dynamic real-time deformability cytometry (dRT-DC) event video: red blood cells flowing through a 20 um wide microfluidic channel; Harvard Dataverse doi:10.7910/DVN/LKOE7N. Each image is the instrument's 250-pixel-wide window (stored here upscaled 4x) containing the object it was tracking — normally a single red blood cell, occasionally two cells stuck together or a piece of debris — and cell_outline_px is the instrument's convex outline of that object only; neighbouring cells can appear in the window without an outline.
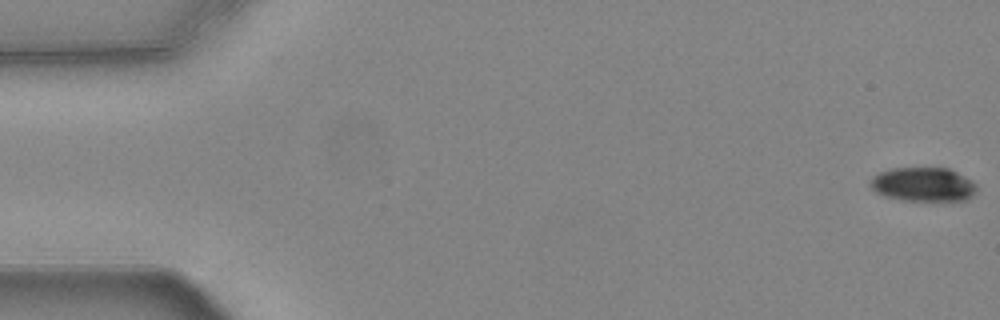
{"species": "common noctule bat (a hibernating species)", "species_latin": "Nyctalus noctula", "temperature_condition": "warm", "stored_images_in_passage": 55, "camera_frame_rate_fps": 3000, "um_per_image_px": 0.085, "animal": {"sex": "female", "body_mass_g": 24.6, "forearm_length_mm": 56.2}, "frame": {"image": 1, "passage_image": 1, "time_ms": 0.0, "image_size_px": [1000, 320], "cell_outline_px": [[976, 188], [972, 196], [968, 200], [900, 200], [884, 196], [876, 192], [868, 184], [872, 176], [880, 172], [892, 168], [948, 168], [972, 180], [976, 184]], "centroid_in_image_um": [78.44, 15.67], "position_along_channel_um": 6.6, "area_um2": 21.1}}
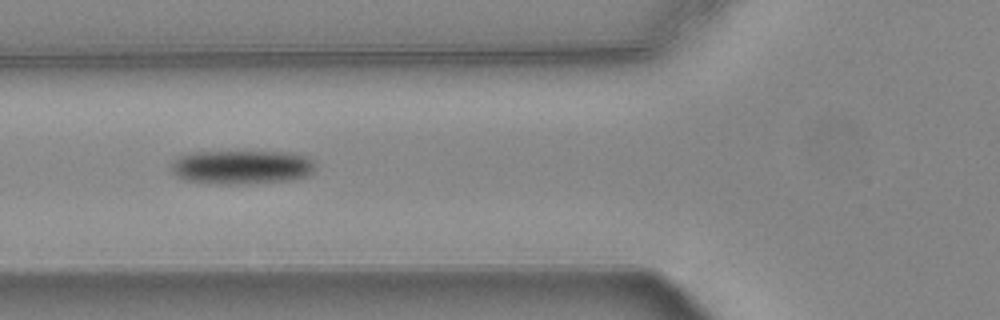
{"frame": {"image": 2, "passage_image": 21, "time_ms": 6.667, "image_size_px": [1000, 320], "cell_outline_px": [[316, 168], [312, 176], [300, 180], [248, 184], [208, 184], [184, 180], [176, 176], [172, 172], [172, 160], [180, 156], [196, 152], [292, 152], [304, 156], [312, 160]], "centroid_in_image_um": [20.61, 14.23], "position_along_channel_um": 105.2, "area_um2": 29.25}}
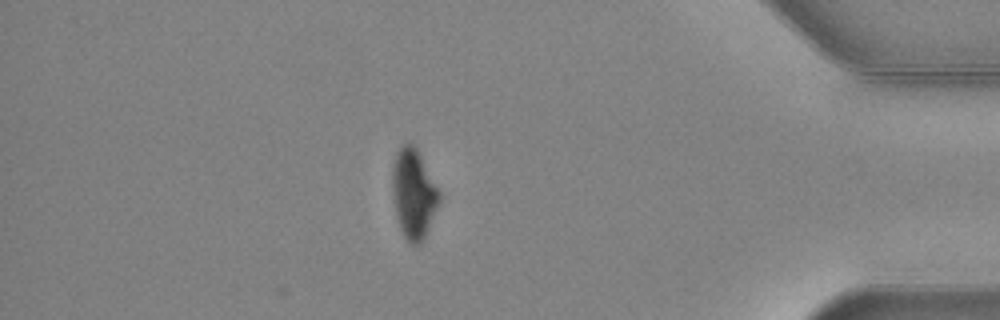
{"frame": {"image": 3, "passage_image": 48, "time_ms": 15.667, "image_size_px": [1000, 320], "cell_outline_px": [[440, 200], [424, 240], [420, 244], [408, 244], [396, 220], [392, 188], [392, 164], [396, 152], [400, 144], [408, 140], [420, 152], [440, 192]], "centroid_in_image_um": [35.14, 16.43], "position_along_channel_um": 400.1, "area_um2": 25.03}, "authors_computed_cell_mechanics": {"area_um2": 25.432, "velocity_mm_per_s": 3.7376, "shape_relaxation_time_tau1_ms": 3.4493, "shape_relaxation_time_tau2_ms": null, "deformation_change_tau1": 0.1133, "deformation_change_tau2": null}}